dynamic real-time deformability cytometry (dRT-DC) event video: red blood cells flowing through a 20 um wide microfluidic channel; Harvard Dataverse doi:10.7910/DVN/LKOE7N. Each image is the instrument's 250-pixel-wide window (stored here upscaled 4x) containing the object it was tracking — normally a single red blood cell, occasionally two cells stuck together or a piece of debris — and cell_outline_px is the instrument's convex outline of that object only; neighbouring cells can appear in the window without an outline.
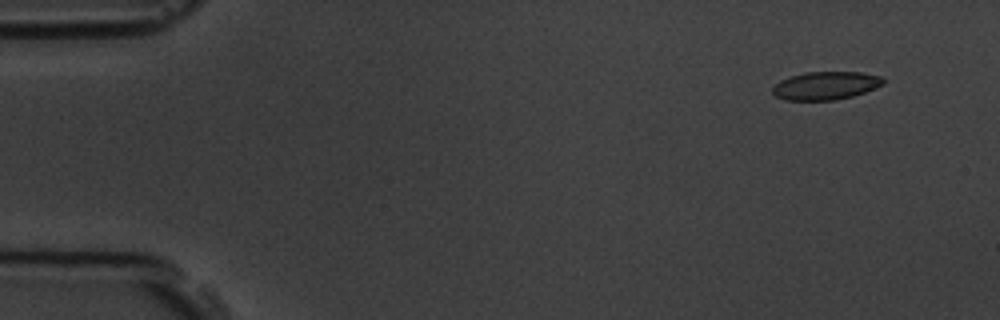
{"species": "common noctule bat (a hibernating species)", "species_latin": "Nyctalus noctula", "temperature_condition": "room temperature", "stored_images_in_passage": 8, "camera_frame_rate_fps": 3000, "um_per_image_px": 0.085, "animal": {"sex": "male", "body_mass_g": 19.5, "forearm_length_mm": 54.6}, "frame": {"image": 1, "passage_image": 2, "time_ms": 1.0, "image_size_px": [1000, 320], "cell_outline_px": [[884, 84], [864, 92], [852, 96], [836, 100], [784, 100], [776, 96], [772, 92], [772, 88], [780, 80], [788, 76], [804, 72], [860, 72], [880, 76], [884, 80]], "centroid_in_image_um": [70.15, 7.27], "position_along_channel_um": 14.9, "area_um2": 18.15}}
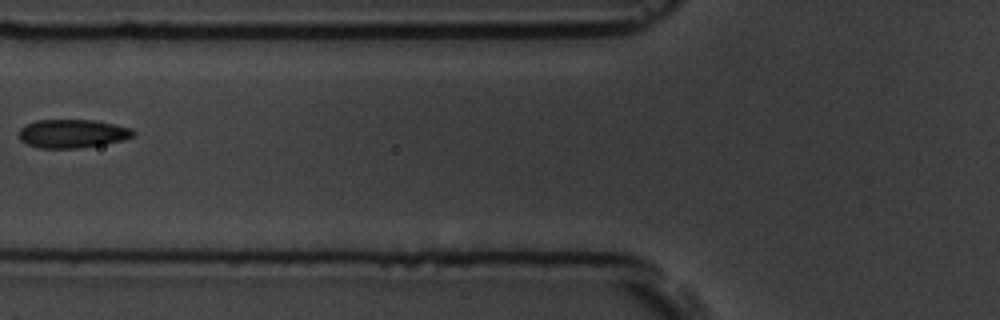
{"frame": {"image": 2, "passage_image": 7, "time_ms": 6.667, "image_size_px": [1000, 320], "cell_outline_px": [[136, 136], [104, 144], [80, 148], [40, 148], [28, 144], [20, 140], [20, 128], [36, 120], [92, 120], [132, 128], [136, 132]], "centroid_in_image_um": [6.17, 11.36], "position_along_channel_um": 119.6, "area_um2": 18.84}}
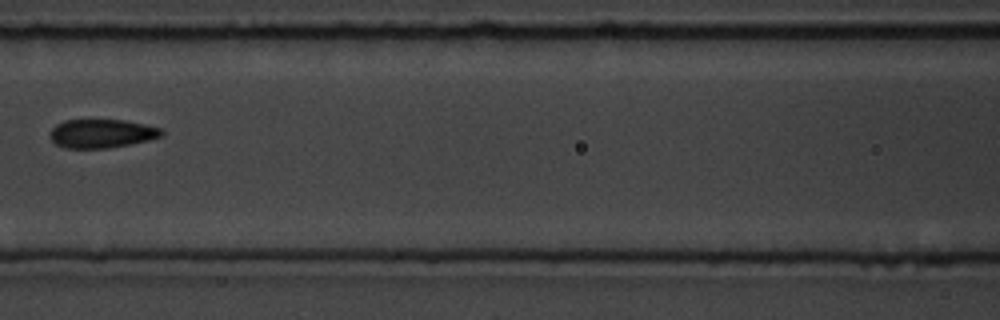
{"frame": {"image": 3, "passage_image": 8, "time_ms": 7.667, "image_size_px": [1000, 320], "cell_outline_px": [[164, 132], [160, 136], [148, 140], [108, 148], [68, 148], [56, 144], [52, 140], [52, 128], [56, 124], [64, 120], [124, 120], [144, 124], [160, 128]], "centroid_in_image_um": [8.64, 11.34], "position_along_channel_um": 158.0, "area_um2": 18.32}}